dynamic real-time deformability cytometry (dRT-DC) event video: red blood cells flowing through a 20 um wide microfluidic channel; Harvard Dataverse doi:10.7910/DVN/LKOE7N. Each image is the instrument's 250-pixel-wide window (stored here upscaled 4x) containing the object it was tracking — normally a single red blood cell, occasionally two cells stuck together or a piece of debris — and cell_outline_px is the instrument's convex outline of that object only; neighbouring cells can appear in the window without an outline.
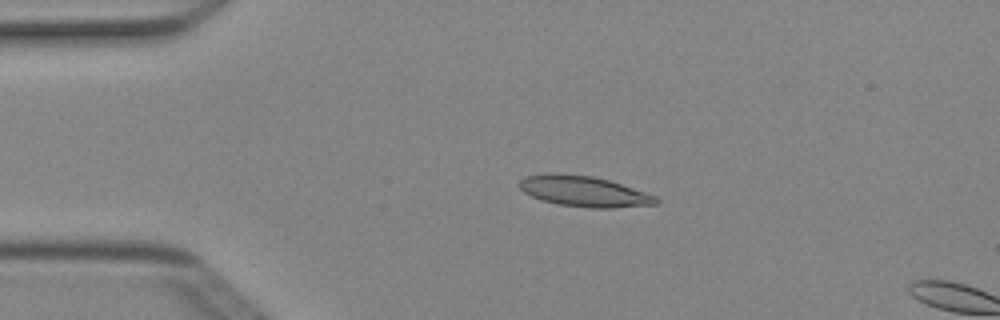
{"species": "Egyptian fruit bat (a non-hibernating species)", "species_latin": "Rousettus aegyptiacus", "temperature_condition": "cold", "stored_images_in_passage": 4, "camera_frame_rate_fps": 3000, "um_per_image_px": 0.085, "animal": {"sex": "female"}, "frame": {"image": 1, "passage_image": 3, "time_ms": 0.667, "image_size_px": [1000, 320], "cell_outline_px": [[660, 204], [612, 208], [588, 208], [560, 204], [540, 200], [524, 192], [520, 188], [520, 180], [524, 176], [552, 172], [556, 172], [592, 176], [608, 180], [656, 196], [660, 200]], "centroid_in_image_um": [49.63, 16.26], "position_along_channel_um": 35.4, "area_um2": 24.45}}